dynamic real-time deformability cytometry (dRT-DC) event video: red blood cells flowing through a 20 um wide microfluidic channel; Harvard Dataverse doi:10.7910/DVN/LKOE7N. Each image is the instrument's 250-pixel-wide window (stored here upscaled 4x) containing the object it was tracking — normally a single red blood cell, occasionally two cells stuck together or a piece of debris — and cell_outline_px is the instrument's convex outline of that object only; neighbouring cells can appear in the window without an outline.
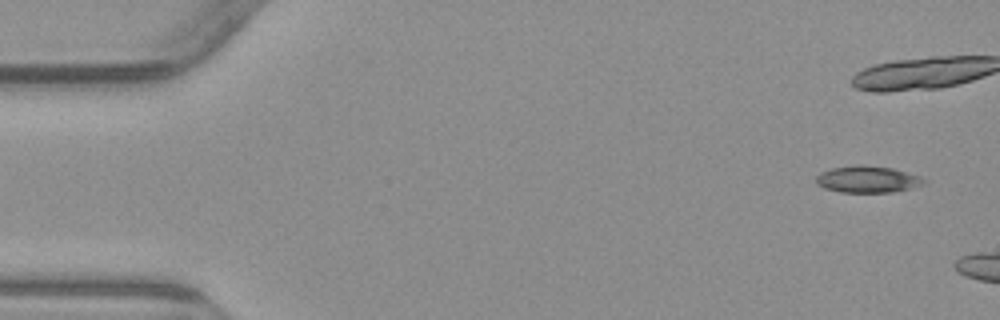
{"species": "common noctule bat (a hibernating species)", "species_latin": "Nyctalus noctula", "temperature_condition": "warm", "stored_images_in_passage": 2, "camera_frame_rate_fps": 3000, "um_per_image_px": 0.085, "animal": {"sex": "male", "body_mass_g": 23.1, "forearm_length_mm": 52.7}, "frame": {"image": 1, "passage_image": 1, "time_ms": 0.0, "image_size_px": [1000, 320], "cell_outline_px": [[928, 180], [924, 184], [892, 192], [840, 192], [824, 188], [816, 184], [816, 176], [820, 172], [832, 168], [860, 164], [892, 168], [920, 176]], "centroid_in_image_um": [73.72, 15.24], "position_along_channel_um": 11.3, "area_um2": 16.76}}